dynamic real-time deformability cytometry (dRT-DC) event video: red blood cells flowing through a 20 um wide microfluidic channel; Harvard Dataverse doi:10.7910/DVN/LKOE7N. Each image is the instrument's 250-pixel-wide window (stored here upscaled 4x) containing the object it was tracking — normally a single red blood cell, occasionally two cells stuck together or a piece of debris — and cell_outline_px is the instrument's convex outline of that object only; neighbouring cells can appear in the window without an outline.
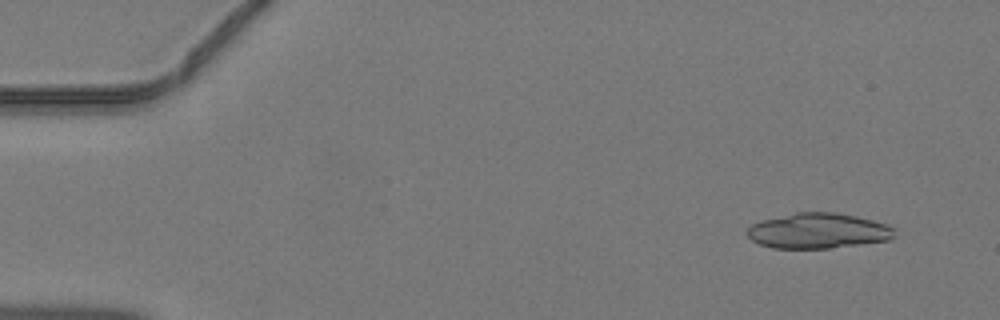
{"species": "common noctule bat (a hibernating species)", "species_latin": "Nyctalus noctula", "temperature_condition": "warm", "stored_images_in_passage": 22, "camera_frame_rate_fps": 3000, "um_per_image_px": 0.085, "animal": {"sex": "male", "body_mass_g": 19.2, "forearm_length_mm": 51.8}, "frame": {"image": 1, "passage_image": 4, "time_ms": 1.0, "image_size_px": [1000, 320], "cell_outline_px": [[896, 228], [892, 236], [888, 240], [828, 248], [772, 248], [760, 244], [752, 240], [748, 236], [748, 228], [752, 224], [760, 220], [796, 212], [836, 212], [856, 216], [888, 224]], "centroid_in_image_um": [69.53, 19.61], "position_along_channel_um": 15.5, "area_um2": 30.23}}